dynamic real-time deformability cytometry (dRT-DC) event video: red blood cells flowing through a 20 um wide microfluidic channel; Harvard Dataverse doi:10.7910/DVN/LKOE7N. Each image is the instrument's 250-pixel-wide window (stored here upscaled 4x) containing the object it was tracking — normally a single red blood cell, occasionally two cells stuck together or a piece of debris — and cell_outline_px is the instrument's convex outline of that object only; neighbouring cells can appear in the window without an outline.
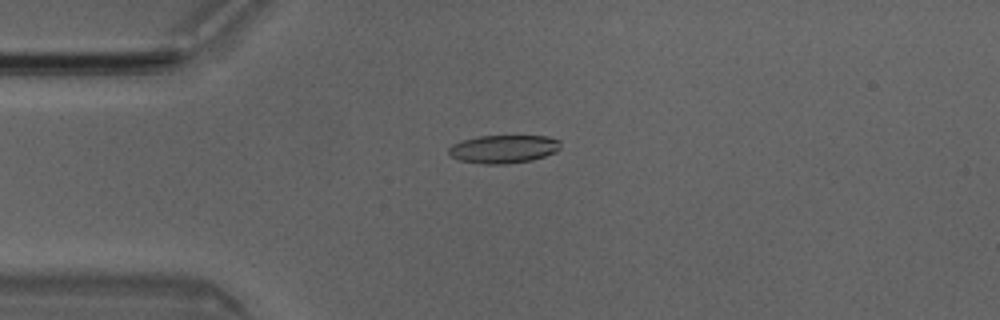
{"species": "Egyptian fruit bat (a non-hibernating species)", "species_latin": "Rousettus aegyptiacus", "temperature_condition": "room temperature", "stored_images_in_passage": 5, "camera_frame_rate_fps": 3000, "um_per_image_px": 0.085, "animal": {"sex": "male"}, "frame": {"image": 1, "passage_image": 3, "time_ms": 0.667, "image_size_px": [1000, 320], "cell_outline_px": [[560, 148], [556, 152], [532, 160], [504, 164], [484, 164], [460, 160], [452, 156], [448, 152], [448, 148], [452, 144], [464, 140], [480, 136], [548, 136], [560, 140]], "centroid_in_image_um": [42.82, 12.66], "position_along_channel_um": 42.2, "area_um2": 18.26}}
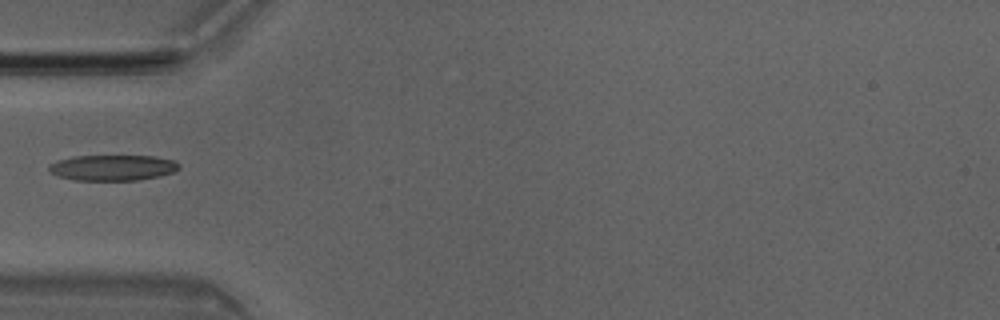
{"frame": {"image": 2, "passage_image": 4, "time_ms": 1.0, "image_size_px": [1000, 320], "cell_outline_px": [[180, 168], [172, 172], [160, 176], [140, 180], [72, 180], [56, 176], [48, 172], [48, 164], [56, 160], [72, 156], [156, 156], [176, 160], [180, 164]], "centroid_in_image_um": [9.54, 14.25], "position_along_channel_um": 75.5, "area_um2": 19.88}}